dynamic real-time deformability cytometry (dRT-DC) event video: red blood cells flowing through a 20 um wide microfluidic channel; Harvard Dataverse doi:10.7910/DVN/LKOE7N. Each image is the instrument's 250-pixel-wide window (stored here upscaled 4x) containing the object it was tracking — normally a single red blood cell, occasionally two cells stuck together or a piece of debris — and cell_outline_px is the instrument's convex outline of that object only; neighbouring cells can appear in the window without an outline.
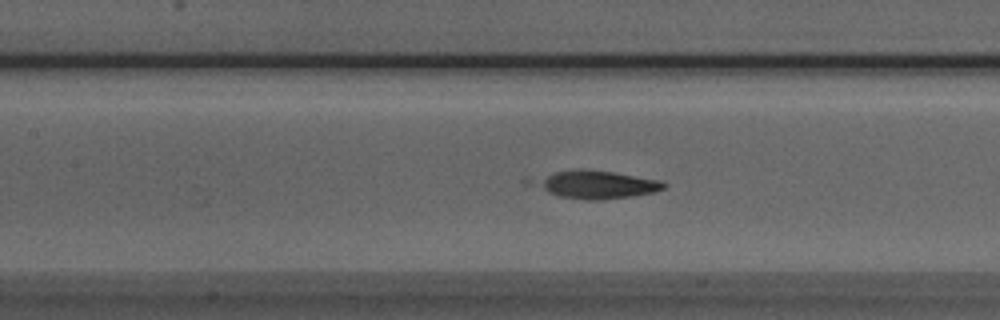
{"species": "Egyptian fruit bat (a non-hibernating species)", "species_latin": "Rousettus aegyptiacus", "temperature_condition": "room temperature", "stored_images_in_passage": 53, "camera_frame_rate_fps": 3000, "um_per_image_px": 0.085, "animal": {"sex": "male"}, "frame": {"image": 1, "passage_image": 23, "time_ms": 7.333, "image_size_px": [1000, 320], "cell_outline_px": [[668, 184], [664, 188], [652, 192], [632, 196], [596, 200], [584, 200], [560, 196], [524, 184], [520, 180], [524, 176], [580, 168], [584, 168], [612, 172], [660, 180]], "centroid_in_image_um": [50.36, 15.65], "position_along_channel_um": 157.0, "area_um2": 22.2}}
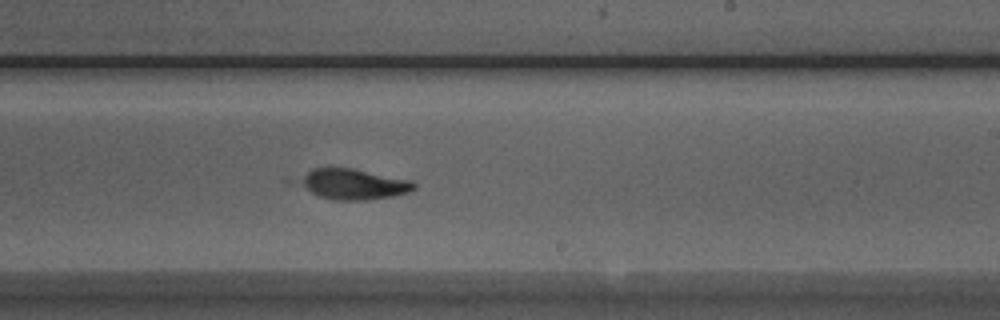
{"frame": {"image": 2, "passage_image": 31, "time_ms": 10.0, "image_size_px": [1000, 320], "cell_outline_px": [[416, 188], [408, 192], [392, 196], [368, 200], [332, 200], [320, 196], [288, 184], [284, 180], [284, 176], [312, 168], [352, 168], [412, 180], [416, 184]], "centroid_in_image_um": [29.67, 15.62], "position_along_channel_um": 259.3, "area_um2": 22.08}}
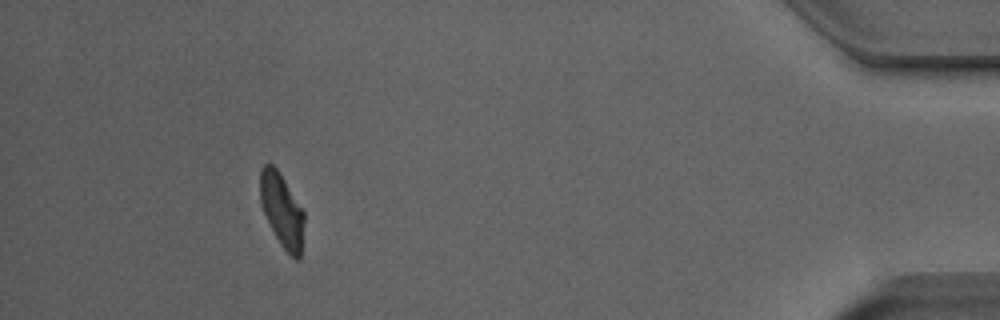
{"frame": {"image": 3, "passage_image": 48, "time_ms": 15.667, "image_size_px": [1000, 320], "cell_outline_px": [[304, 220], [300, 260], [296, 260], [280, 244], [260, 204], [260, 168], [264, 164], [272, 164], [276, 168], [284, 180], [304, 212]], "centroid_in_image_um": [23.95, 17.86], "position_along_channel_um": 411.2, "area_um2": 18.5}, "authors_computed_cell_mechanics": {"area_um2": 20.6924, "velocity_mm_per_s": 3.8628, "shape_relaxation_time_tau1_ms": 5.2176, "shape_relaxation_time_tau2_ms": null, "deformation_change_tau1": 0.1824, "deformation_change_tau2": null}}